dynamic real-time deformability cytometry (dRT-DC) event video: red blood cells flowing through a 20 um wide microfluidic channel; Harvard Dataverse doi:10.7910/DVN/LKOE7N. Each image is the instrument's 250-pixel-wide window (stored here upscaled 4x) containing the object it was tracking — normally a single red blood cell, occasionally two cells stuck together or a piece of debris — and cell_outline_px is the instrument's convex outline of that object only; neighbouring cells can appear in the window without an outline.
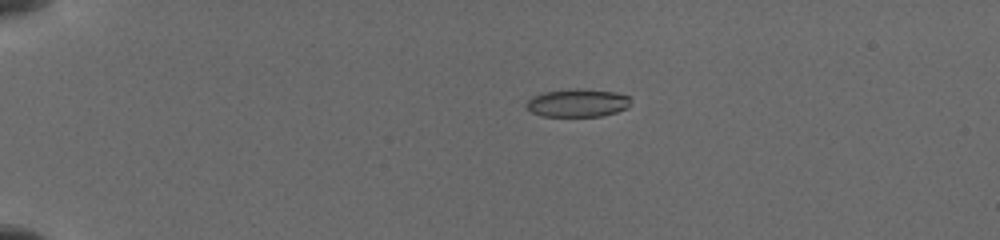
{"species": "common noctule bat (a hibernating species)", "species_latin": "Nyctalus noctula", "temperature_condition": "cold", "stored_images_in_passage": 33, "camera_frame_rate_fps": 3000, "um_per_image_px": 0.085, "animal": {"sex": "female", "body_mass_g": 19.5, "forearm_length_mm": 54.1}, "frame": {"image": 1, "passage_image": 9, "time_ms": 4.333, "image_size_px": [1000, 240], "cell_outline_px": [[632, 96], [628, 108], [616, 112], [600, 116], [540, 116], [532, 112], [524, 104], [532, 96], [544, 92], [568, 88], [584, 88], [616, 92]], "centroid_in_image_um": [49.11, 8.73], "position_along_channel_um": 35.9, "area_um2": 17.4}}
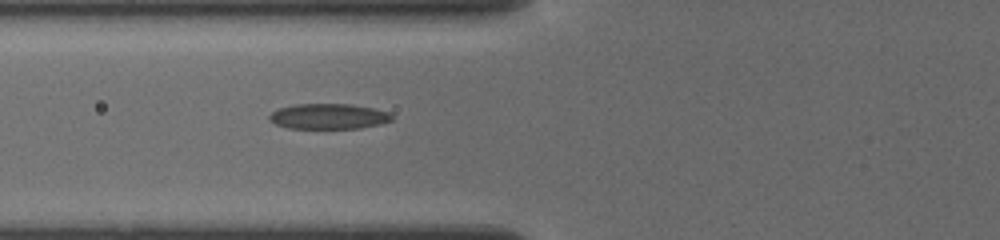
{"frame": {"image": 2, "passage_image": 22, "time_ms": 7.667, "image_size_px": [1000, 240], "cell_outline_px": [[392, 120], [380, 124], [360, 128], [288, 128], [276, 124], [268, 120], [268, 116], [272, 112], [280, 108], [296, 104], [348, 104], [372, 108], [388, 112], [392, 116]], "centroid_in_image_um": [27.9, 9.89], "position_along_channel_um": 97.9, "area_um2": 17.98}}
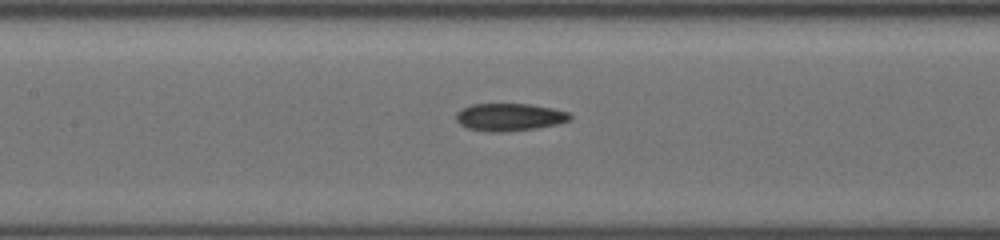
{"frame": {"image": 3, "passage_image": 29, "time_ms": 9.333, "image_size_px": [1000, 240], "cell_outline_px": [[572, 116], [568, 120], [556, 124], [532, 128], [504, 132], [488, 132], [468, 128], [460, 124], [456, 120], [456, 112], [460, 108], [472, 104], [528, 104], [552, 108], [568, 112]], "centroid_in_image_um": [43.24, 9.94], "position_along_channel_um": 164.2, "area_um2": 18.15}}